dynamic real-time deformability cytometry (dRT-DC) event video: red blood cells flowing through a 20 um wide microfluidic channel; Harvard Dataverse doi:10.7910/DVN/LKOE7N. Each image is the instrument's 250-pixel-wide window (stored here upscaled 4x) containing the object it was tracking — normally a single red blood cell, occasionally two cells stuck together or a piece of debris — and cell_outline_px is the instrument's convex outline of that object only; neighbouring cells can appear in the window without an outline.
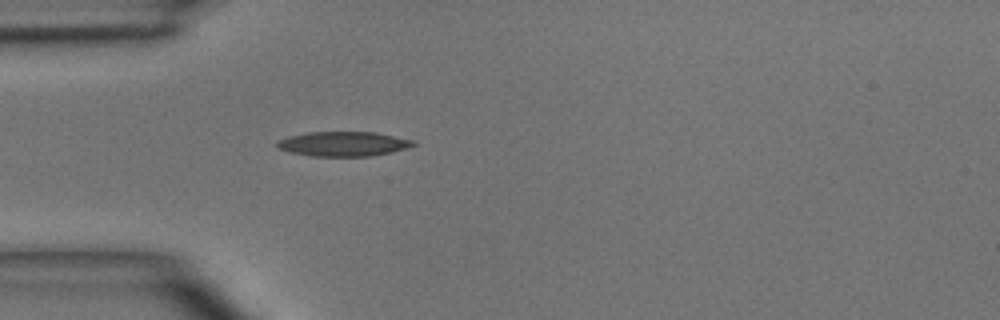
{"species": "common noctule bat (a hibernating species)", "species_latin": "Nyctalus noctula", "temperature_condition": "room temperature", "stored_images_in_passage": 2, "camera_frame_rate_fps": 3000, "um_per_image_px": 0.085, "animal": {"sex": "male", "body_mass_g": 15.6}, "frame": {"image": 1, "passage_image": 2, "time_ms": 1.0, "image_size_px": [1000, 320], "cell_outline_px": [[416, 144], [392, 152], [372, 156], [312, 156], [292, 152], [276, 148], [276, 140], [288, 136], [308, 132], [376, 132], [416, 140]], "centroid_in_image_um": [29.18, 12.22], "position_along_channel_um": 55.8, "area_um2": 19.65}}